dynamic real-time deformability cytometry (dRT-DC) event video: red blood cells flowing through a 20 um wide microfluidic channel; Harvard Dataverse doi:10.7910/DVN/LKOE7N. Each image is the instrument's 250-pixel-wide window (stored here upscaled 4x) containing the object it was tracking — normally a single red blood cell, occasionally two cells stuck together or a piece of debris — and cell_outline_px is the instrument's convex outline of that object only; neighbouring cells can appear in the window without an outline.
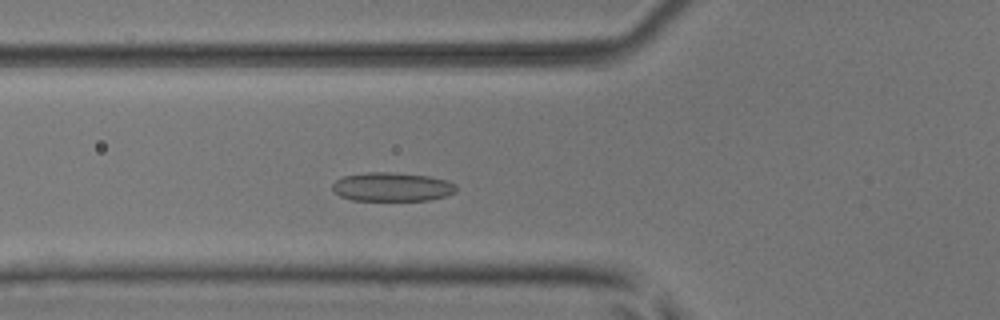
{"species": "common noctule bat (a hibernating species)", "species_latin": "Nyctalus noctula", "temperature_condition": "room temperature", "stored_images_in_passage": 37, "camera_frame_rate_fps": 3000, "um_per_image_px": 0.085, "animal": {"sex": "male", "body_mass_g": 17.9, "forearm_length_mm": 54.2}, "frame": {"image": 1, "passage_image": 13, "time_ms": 4.0, "image_size_px": [1000, 320], "cell_outline_px": [[456, 192], [444, 196], [428, 200], [352, 200], [340, 196], [332, 188], [332, 184], [336, 180], [344, 176], [368, 172], [392, 172], [428, 176], [448, 180], [456, 184]], "centroid_in_image_um": [33.34, 15.88], "position_along_channel_um": 92.5, "area_um2": 20.75}}
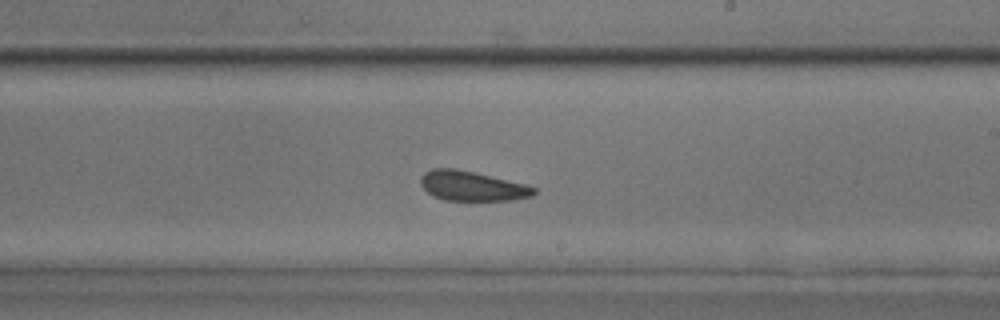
{"frame": {"image": 2, "passage_image": 25, "time_ms": 8.0, "image_size_px": [1000, 320], "cell_outline_px": [[536, 192], [532, 196], [512, 200], [444, 200], [432, 196], [420, 184], [420, 176], [424, 172], [432, 168], [456, 168], [524, 184], [536, 188]], "centroid_in_image_um": [40.08, 15.81], "position_along_channel_um": 248.9, "area_um2": 19.54}}
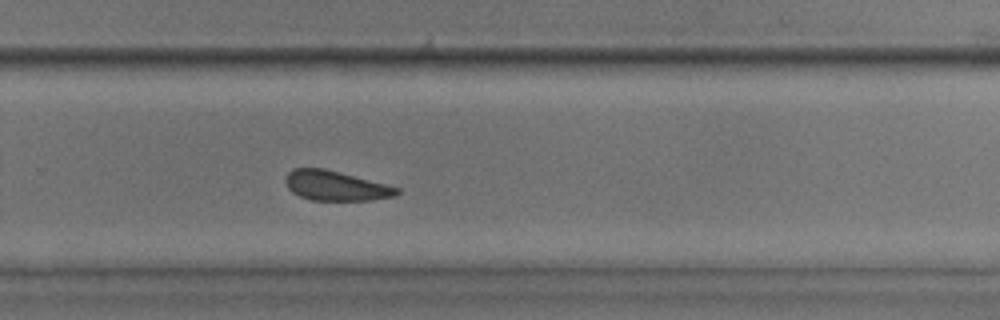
{"frame": {"image": 3, "passage_image": 29, "time_ms": 9.333, "image_size_px": [1000, 320], "cell_outline_px": [[400, 192], [396, 196], [372, 200], [312, 200], [300, 196], [292, 192], [288, 188], [284, 180], [284, 176], [292, 168], [324, 168], [340, 172], [400, 188]], "centroid_in_image_um": [28.51, 15.78], "position_along_channel_um": 301.3, "area_um2": 19.36}, "authors_computed_cell_mechanics": {"area_um2": 20.9236, "velocity_mm_per_s": 3.92, "shape_relaxation_time_tau1_ms": null, "shape_relaxation_time_tau2_ms": 2.1732, "deformation_change_tau1": null, "deformation_change_tau2": 0.0919}}